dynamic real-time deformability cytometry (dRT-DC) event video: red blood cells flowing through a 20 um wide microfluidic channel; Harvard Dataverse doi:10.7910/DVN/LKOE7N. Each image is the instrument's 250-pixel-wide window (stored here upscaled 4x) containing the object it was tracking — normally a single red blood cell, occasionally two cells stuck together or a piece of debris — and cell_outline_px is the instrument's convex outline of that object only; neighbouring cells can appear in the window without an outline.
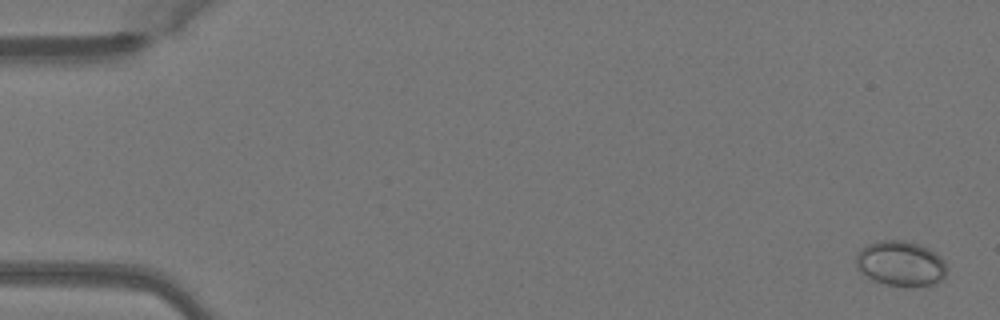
{"species": "Egyptian fruit bat (a non-hibernating species)", "species_latin": "Rousettus aegyptiacus", "temperature_condition": "warm", "stored_images_in_passage": 51, "camera_frame_rate_fps": 3000, "um_per_image_px": 0.085, "animal": {"sex": "female"}, "frame": {"image": 1, "passage_image": 2, "time_ms": 0.333, "image_size_px": [1000, 320], "cell_outline_px": [[944, 280], [936, 284], [912, 288], [908, 288], [884, 284], [872, 280], [856, 268], [856, 256], [860, 248], [868, 244], [880, 240], [904, 240], [928, 248], [936, 252], [944, 260]], "centroid_in_image_um": [76.55, 22.43], "position_along_channel_um": 8.5, "area_um2": 24.28}}
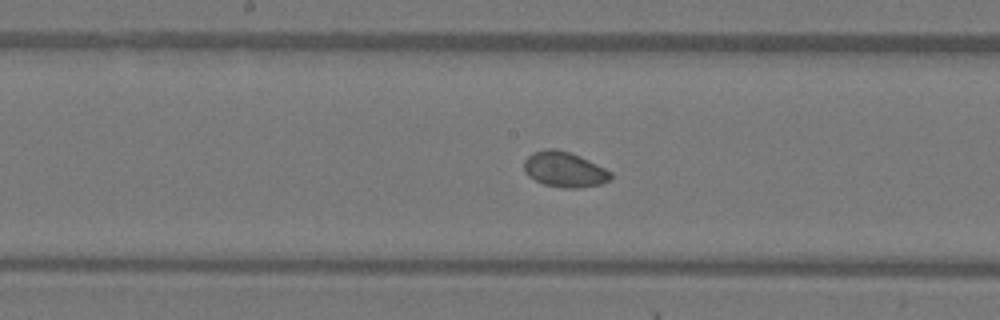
{"frame": {"image": 2, "passage_image": 27, "time_ms": 8.667, "image_size_px": [1000, 320], "cell_outline_px": [[612, 176], [608, 180], [600, 184], [580, 188], [564, 188], [544, 184], [528, 176], [524, 172], [524, 160], [532, 152], [548, 148], [556, 148], [572, 152], [612, 172]], "centroid_in_image_um": [47.95, 14.39], "position_along_channel_um": 200.2, "area_um2": 17.92}}
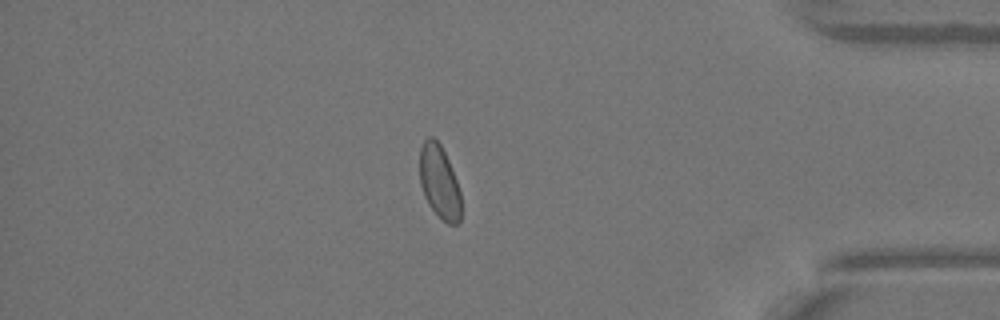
{"frame": {"image": 3, "passage_image": 44, "time_ms": 14.333, "image_size_px": [1000, 320], "cell_outline_px": [[460, 220], [456, 224], [448, 224], [428, 204], [424, 196], [420, 184], [420, 148], [424, 140], [428, 136], [432, 136], [440, 144], [448, 160], [456, 180], [460, 192]], "centroid_in_image_um": [37.33, 15.44], "position_along_channel_um": 397.9, "area_um2": 17.4}, "authors_computed_cell_mechanics": {"area_um2": 18.2648, "velocity_mm_per_s": 4.0622, "shape_relaxation_time_tau1_ms": null, "shape_relaxation_time_tau2_ms": 3.1869, "deformation_change_tau1": null, "deformation_change_tau2": 0.0647}}